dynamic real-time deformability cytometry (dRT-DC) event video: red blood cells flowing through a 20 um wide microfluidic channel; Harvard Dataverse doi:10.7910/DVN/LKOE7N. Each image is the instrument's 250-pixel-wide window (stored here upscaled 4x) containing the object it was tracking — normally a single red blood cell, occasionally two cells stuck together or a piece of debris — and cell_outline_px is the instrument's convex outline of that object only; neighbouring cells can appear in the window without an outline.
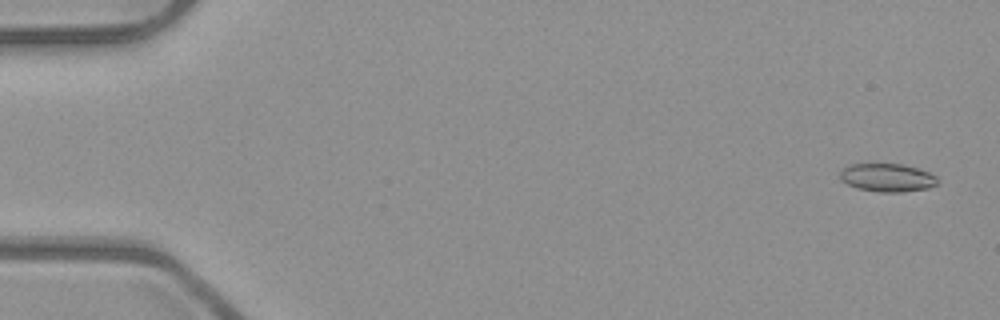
{"species": "common noctule bat (a hibernating species)", "species_latin": "Nyctalus noctula", "temperature_condition": "room temperature", "stored_images_in_passage": 54, "segment_of_instrument_passage": [1, 2], "camera_frame_rate_fps": 3000, "um_per_image_px": 0.085, "animal": {"sex": "male", "body_mass_g": 23.1, "forearm_length_mm": 52.7}, "frame": {"image": 1, "passage_image": 3, "time_ms": 0.667, "image_size_px": [1000, 320], "cell_outline_px": [[940, 180], [936, 184], [928, 188], [900, 192], [880, 192], [856, 188], [840, 180], [840, 172], [848, 164], [900, 164], [916, 168], [928, 172], [936, 176]], "centroid_in_image_um": [75.41, 15.1], "position_along_channel_um": 9.6, "area_um2": 15.95}}
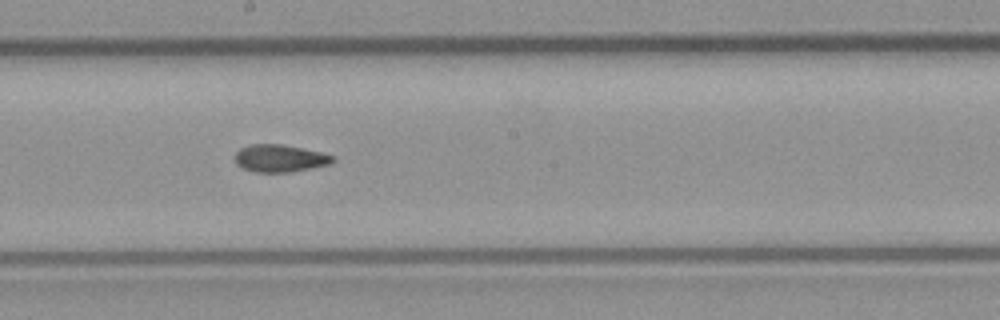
{"frame": {"image": 2, "passage_image": 30, "time_ms": 9.667, "image_size_px": [1000, 320], "cell_outline_px": [[336, 160], [328, 164], [292, 172], [252, 172], [236, 164], [236, 152], [240, 148], [252, 144], [280, 144], [320, 152], [336, 156]], "centroid_in_image_um": [23.79, 13.46], "position_along_channel_um": 224.4, "area_um2": 15.49}}
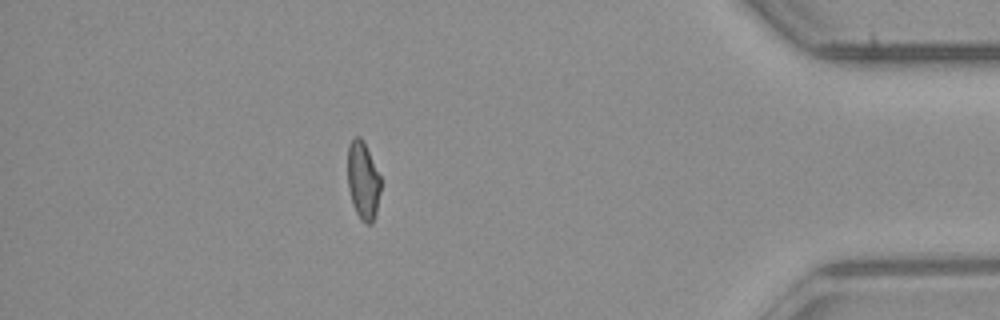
{"frame": {"image": 3, "passage_image": 47, "time_ms": 15.333, "image_size_px": [1000, 320], "cell_outline_px": [[380, 192], [376, 212], [372, 224], [364, 224], [360, 220], [352, 204], [348, 188], [348, 144], [356, 136], [360, 136], [380, 176]], "centroid_in_image_um": [30.84, 15.41], "position_along_channel_um": 404.4, "area_um2": 14.85}}